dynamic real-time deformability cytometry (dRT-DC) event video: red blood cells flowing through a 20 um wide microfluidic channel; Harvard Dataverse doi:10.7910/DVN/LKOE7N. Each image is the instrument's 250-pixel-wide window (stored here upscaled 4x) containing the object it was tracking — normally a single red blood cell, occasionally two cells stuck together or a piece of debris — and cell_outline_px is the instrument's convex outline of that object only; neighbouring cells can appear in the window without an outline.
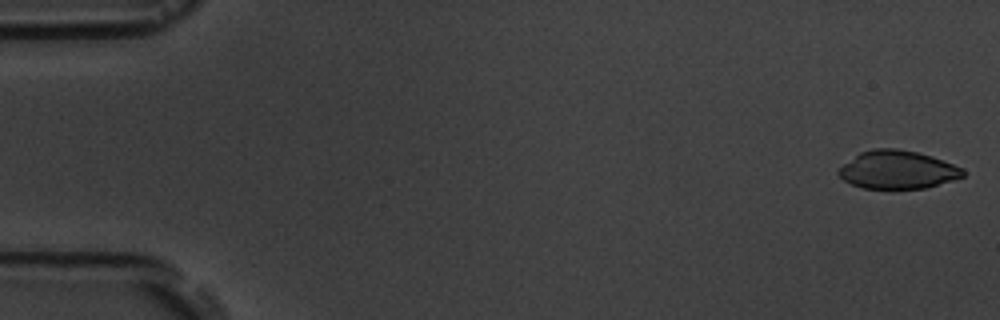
{"species": "common noctule bat (a hibernating species)", "species_latin": "Nyctalus noctula", "temperature_condition": "room temperature", "stored_images_in_passage": 5, "camera_frame_rate_fps": 3000, "um_per_image_px": 0.085, "animal": {"sex": "male", "body_mass_g": 19.5, "forearm_length_mm": 54.6}, "frame": {"image": 1, "passage_image": 1, "time_ms": 0.0, "image_size_px": [1000, 320], "cell_outline_px": [[964, 176], [952, 180], [924, 188], [892, 192], [864, 188], [852, 184], [844, 180], [836, 172], [844, 164], [860, 152], [872, 148], [896, 148], [916, 152], [932, 156], [964, 168]], "centroid_in_image_um": [76.28, 14.47], "position_along_channel_um": 8.7, "area_um2": 28.26}}